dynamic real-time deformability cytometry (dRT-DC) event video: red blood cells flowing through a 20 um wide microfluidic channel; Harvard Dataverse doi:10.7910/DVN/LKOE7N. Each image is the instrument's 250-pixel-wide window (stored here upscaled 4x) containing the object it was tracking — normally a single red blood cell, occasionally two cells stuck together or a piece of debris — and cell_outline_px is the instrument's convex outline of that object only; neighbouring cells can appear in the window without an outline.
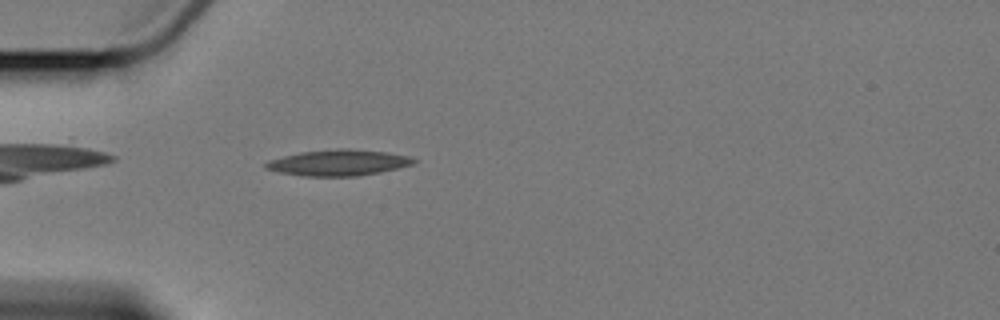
{"species": "Egyptian fruit bat (a non-hibernating species)", "species_latin": "Rousettus aegyptiacus", "temperature_condition": "cold", "stored_images_in_passage": 2, "camera_frame_rate_fps": 3000, "um_per_image_px": 0.085, "animal": {"sex": "female"}, "frame": {"image": 1, "passage_image": 2, "time_ms": 1.0, "image_size_px": [1000, 320], "cell_outline_px": [[416, 160], [412, 164], [380, 172], [356, 176], [304, 176], [280, 172], [264, 168], [264, 164], [268, 160], [300, 152], [336, 148], [348, 148], [388, 152], [408, 156]], "centroid_in_image_um": [28.73, 13.82], "position_along_channel_um": 56.3, "area_um2": 22.31}}